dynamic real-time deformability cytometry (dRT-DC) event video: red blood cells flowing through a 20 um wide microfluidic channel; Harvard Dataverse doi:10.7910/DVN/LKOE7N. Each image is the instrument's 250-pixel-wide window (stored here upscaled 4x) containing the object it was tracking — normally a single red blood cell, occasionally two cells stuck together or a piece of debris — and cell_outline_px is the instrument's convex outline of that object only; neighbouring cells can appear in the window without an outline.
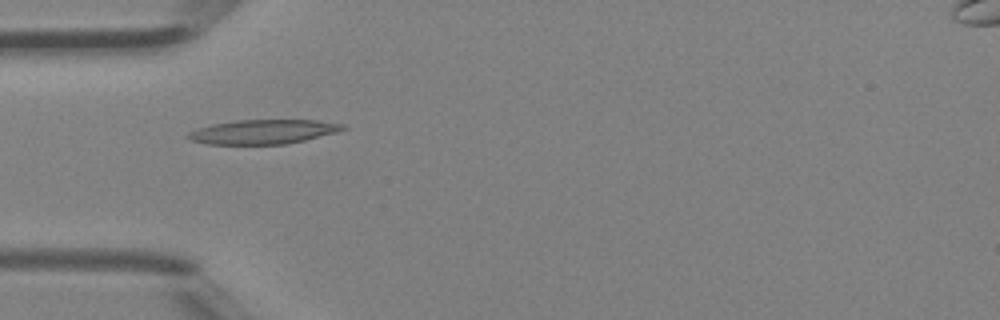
{"species": "Egyptian fruit bat (a non-hibernating species)", "species_latin": "Rousettus aegyptiacus", "temperature_condition": "room temperature", "stored_images_in_passage": 5, "camera_frame_rate_fps": 3000, "um_per_image_px": 0.085, "animal": {"sex": "female"}, "frame": {"image": 1, "passage_image": 5, "time_ms": 1.333, "image_size_px": [1000, 320], "cell_outline_px": [[348, 128], [336, 132], [304, 140], [284, 144], [208, 144], [192, 140], [184, 136], [188, 132], [212, 124], [236, 120], [316, 120], [344, 124]], "centroid_in_image_um": [22.37, 11.19], "position_along_channel_um": 62.6, "area_um2": 21.79}}